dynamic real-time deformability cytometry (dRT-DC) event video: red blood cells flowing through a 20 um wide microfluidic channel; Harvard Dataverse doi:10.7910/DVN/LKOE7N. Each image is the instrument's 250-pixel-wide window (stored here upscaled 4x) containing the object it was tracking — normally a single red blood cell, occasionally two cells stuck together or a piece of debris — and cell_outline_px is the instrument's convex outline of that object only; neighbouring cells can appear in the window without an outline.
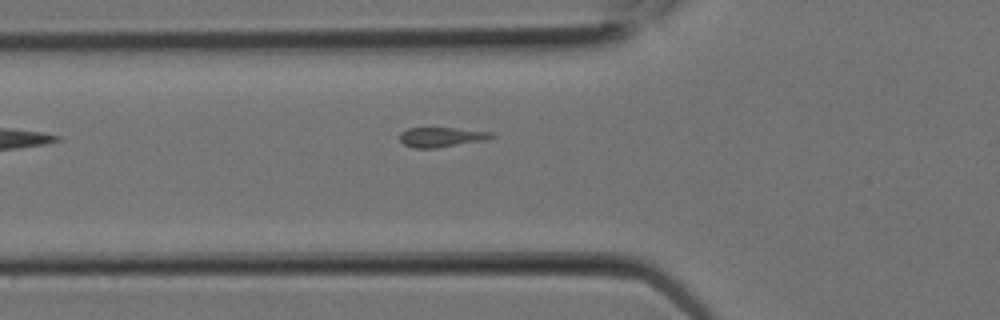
{"species": "Egyptian fruit bat (a non-hibernating species)", "species_latin": "Rousettus aegyptiacus", "temperature_condition": "room temperature", "stored_images_in_passage": 8, "segment_of_instrument_passage": [2, 2], "camera_frame_rate_fps": 3000, "um_per_image_px": 0.085, "animal": {"sex": "female"}, "frame": {"image": 1, "passage_image": 8, "time_ms": 2.333, "image_size_px": [1000, 320], "cell_outline_px": [[496, 136], [484, 140], [436, 148], [416, 148], [404, 144], [400, 140], [400, 132], [408, 128], [456, 128], [496, 132]], "centroid_in_image_um": [37.56, 11.64], "position_along_channel_um": 88.2, "area_um2": 10.58}}